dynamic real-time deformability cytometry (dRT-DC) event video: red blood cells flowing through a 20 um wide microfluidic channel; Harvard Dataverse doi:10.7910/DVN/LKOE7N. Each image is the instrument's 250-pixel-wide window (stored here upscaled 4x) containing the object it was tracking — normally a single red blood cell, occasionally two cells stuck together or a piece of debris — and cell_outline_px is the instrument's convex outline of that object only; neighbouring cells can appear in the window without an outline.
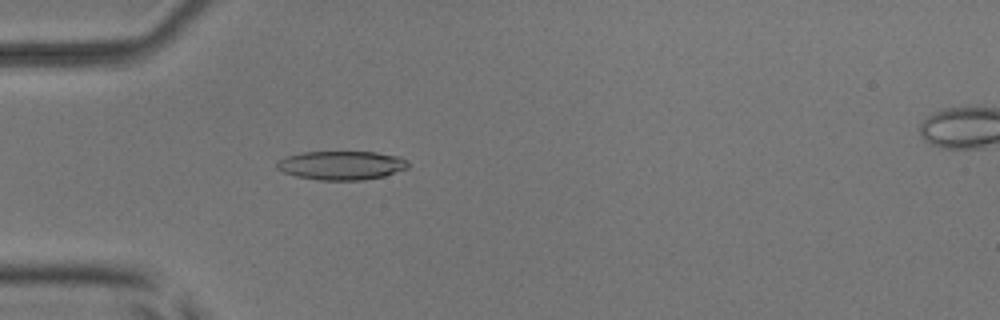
{"species": "common noctule bat (a hibernating species)", "species_latin": "Nyctalus noctula", "temperature_condition": "room temperature", "stored_images_in_passage": 53, "camera_frame_rate_fps": 3000, "um_per_image_px": 0.085, "animal": {"sex": "male", "body_mass_g": 17.9, "forearm_length_mm": 54.2}, "frame": {"image": 1, "passage_image": 16, "time_ms": 5.0, "image_size_px": [1000, 320], "cell_outline_px": [[408, 168], [384, 176], [364, 180], [316, 180], [296, 176], [284, 172], [276, 168], [276, 164], [280, 160], [288, 156], [304, 152], [376, 152], [400, 156], [408, 160]], "centroid_in_image_um": [29.06, 14.06], "position_along_channel_um": 55.9, "area_um2": 22.08}}
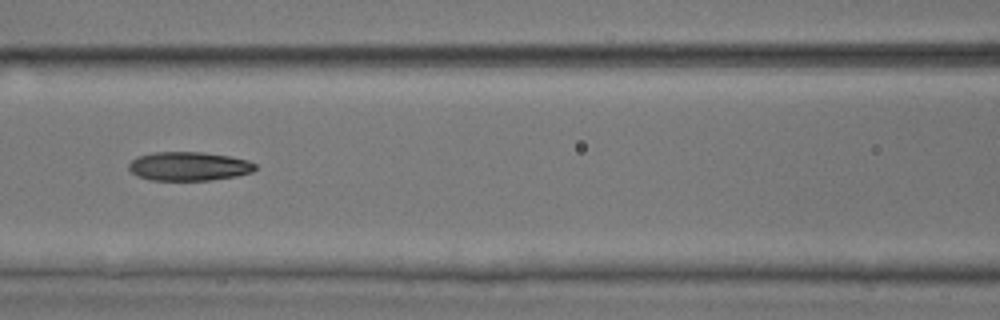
{"frame": {"image": 2, "passage_image": 24, "time_ms": 7.667, "image_size_px": [1000, 320], "cell_outline_px": [[256, 168], [252, 172], [236, 176], [208, 180], [148, 180], [136, 176], [128, 168], [128, 164], [136, 156], [152, 152], [200, 152], [228, 156], [248, 160], [256, 164]], "centroid_in_image_um": [16.01, 14.13], "position_along_channel_um": 150.6, "area_um2": 21.33}}
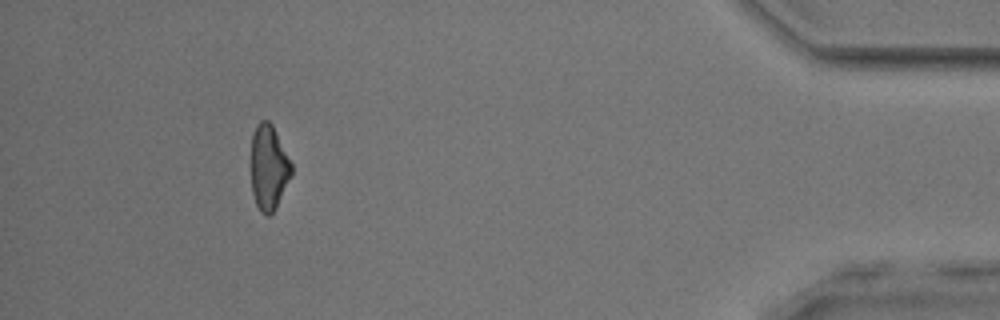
{"frame": {"image": 3, "passage_image": 49, "time_ms": 16.0, "image_size_px": [1000, 320], "cell_outline_px": [[292, 172], [276, 208], [268, 216], [264, 216], [260, 212], [256, 204], [252, 192], [252, 132], [256, 124], [260, 120], [268, 120], [272, 124], [292, 164]], "centroid_in_image_um": [22.83, 14.23], "position_along_channel_um": 412.4, "area_um2": 19.88}, "authors_computed_cell_mechanics": {"area_um2": 21.3282, "velocity_mm_per_s": 3.8519, "shape_relaxation_time_tau1_ms": null, "shape_relaxation_time_tau2_ms": 4.718, "deformation_change_tau1": null, "deformation_change_tau2": 0.1362}}